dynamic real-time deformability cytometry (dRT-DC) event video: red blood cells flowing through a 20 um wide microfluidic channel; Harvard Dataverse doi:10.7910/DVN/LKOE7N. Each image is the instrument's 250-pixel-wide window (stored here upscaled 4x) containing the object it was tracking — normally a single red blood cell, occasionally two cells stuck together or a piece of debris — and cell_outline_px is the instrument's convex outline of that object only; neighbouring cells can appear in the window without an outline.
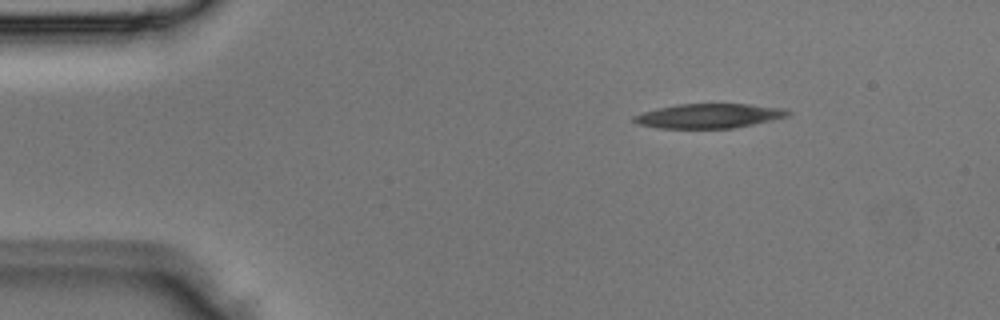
{"species": "Egyptian fruit bat (a non-hibernating species)", "species_latin": "Rousettus aegyptiacus", "temperature_condition": "room temperature", "stored_images_in_passage": 3, "camera_frame_rate_fps": 3000, "um_per_image_px": 0.085, "animal": {"sex": "male"}, "frame": {"image": 1, "passage_image": 1, "time_ms": 0.0, "image_size_px": [1000, 320], "cell_outline_px": [[792, 112], [788, 116], [772, 120], [732, 128], [656, 128], [640, 124], [632, 120], [632, 116], [656, 108], [676, 104], [748, 104], [788, 108]], "centroid_in_image_um": [60.28, 9.84], "position_along_channel_um": 24.7, "area_um2": 22.02}}
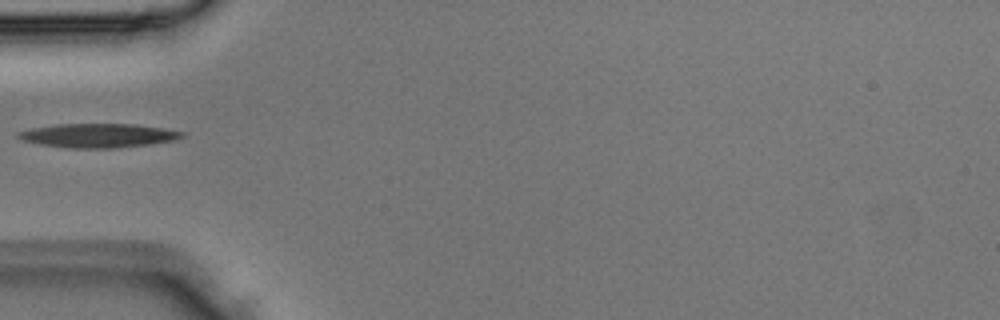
{"frame": {"image": 2, "passage_image": 3, "time_ms": 0.667, "image_size_px": [1000, 320], "cell_outline_px": [[184, 136], [176, 140], [152, 144], [116, 148], [68, 148], [40, 144], [24, 140], [16, 136], [16, 132], [32, 128], [56, 124], [136, 124], [184, 132]], "centroid_in_image_um": [8.35, 11.52], "position_along_channel_um": 76.7, "area_um2": 22.89}}